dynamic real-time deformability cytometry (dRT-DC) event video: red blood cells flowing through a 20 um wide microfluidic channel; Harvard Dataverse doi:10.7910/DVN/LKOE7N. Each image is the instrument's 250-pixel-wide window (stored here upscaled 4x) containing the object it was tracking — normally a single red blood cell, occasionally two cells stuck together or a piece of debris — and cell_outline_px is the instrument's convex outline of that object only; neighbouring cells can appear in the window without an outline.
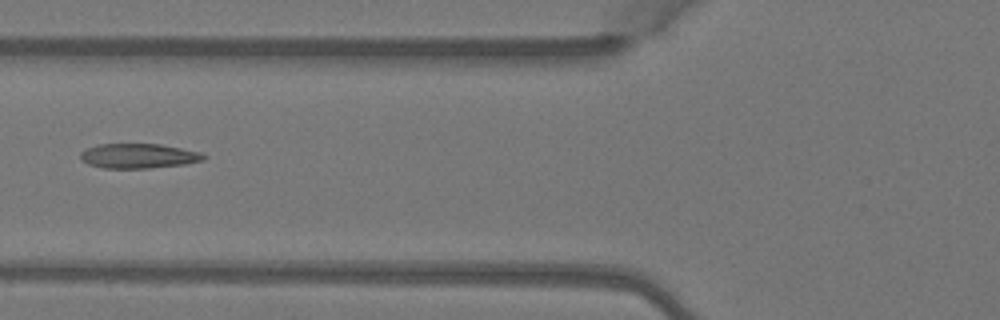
{"species": "Egyptian fruit bat (a non-hibernating species)", "species_latin": "Rousettus aegyptiacus", "temperature_condition": "warm", "stored_images_in_passage": 4, "camera_frame_rate_fps": 3000, "um_per_image_px": 0.085, "animal": {"sex": "female"}, "frame": {"image": 1, "passage_image": 4, "time_ms": 1.0, "image_size_px": [1000, 320], "cell_outline_px": [[208, 156], [204, 160], [184, 164], [148, 168], [104, 168], [88, 164], [80, 156], [80, 152], [84, 148], [96, 144], [160, 144], [200, 152]], "centroid_in_image_um": [11.76, 13.25], "position_along_channel_um": 114.0, "area_um2": 17.74}}